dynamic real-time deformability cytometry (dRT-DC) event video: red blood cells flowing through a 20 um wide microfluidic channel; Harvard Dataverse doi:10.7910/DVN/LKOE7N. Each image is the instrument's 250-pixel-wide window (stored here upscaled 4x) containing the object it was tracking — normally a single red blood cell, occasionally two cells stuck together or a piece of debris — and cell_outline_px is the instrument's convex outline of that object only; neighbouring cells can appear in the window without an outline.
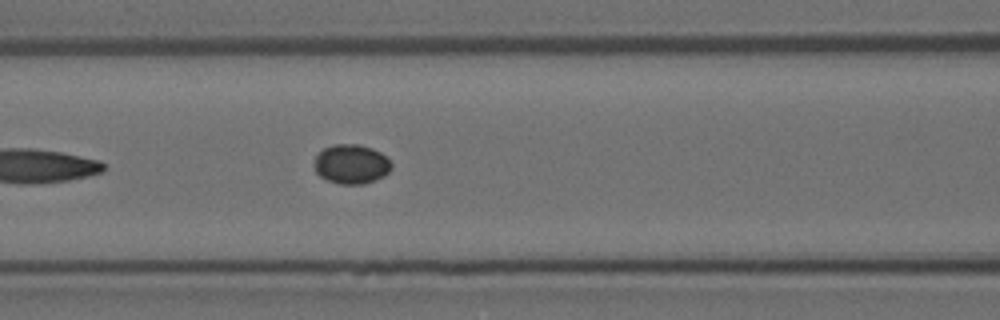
{"species": "Egyptian fruit bat (a non-hibernating species)", "species_latin": "Rousettus aegyptiacus", "temperature_condition": "room temperature", "stored_images_in_passage": 6, "camera_frame_rate_fps": 3000, "um_per_image_px": 0.085, "animal": {"sex": "female"}, "frame": {"image": 1, "passage_image": 5, "time_ms": 1.333, "image_size_px": [1000, 320], "cell_outline_px": [[392, 168], [384, 176], [364, 184], [340, 184], [328, 180], [320, 176], [316, 172], [312, 164], [316, 156], [324, 148], [336, 144], [360, 144], [372, 148], [380, 152], [392, 164]], "centroid_in_image_um": [29.84, 13.95], "position_along_channel_um": 136.8, "area_um2": 17.74}}